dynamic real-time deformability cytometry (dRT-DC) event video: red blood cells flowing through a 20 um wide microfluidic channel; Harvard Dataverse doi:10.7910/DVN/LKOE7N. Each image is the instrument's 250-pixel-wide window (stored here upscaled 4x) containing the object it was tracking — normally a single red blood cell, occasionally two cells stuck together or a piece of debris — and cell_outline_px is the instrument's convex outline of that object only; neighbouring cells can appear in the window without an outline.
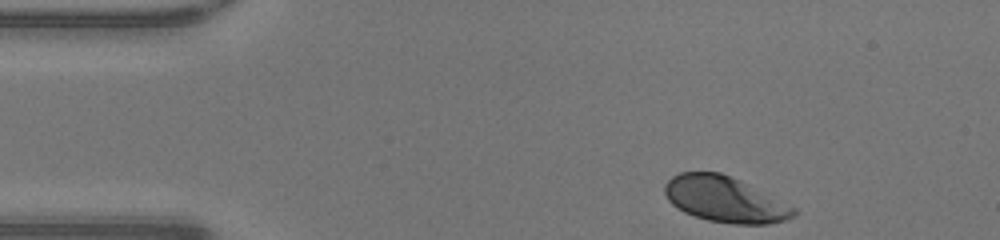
{"species": "human", "species_latin": "Homo sapiens", "temperature_condition": "warm", "stored_images_in_passage": 33, "camera_frame_rate_fps": 3000, "um_per_image_px": 0.085, "donor": {"sex": "male"}, "frame": {"image": 1, "passage_image": 1, "time_ms": 0.0, "image_size_px": [1000, 240], "cell_outline_px": [[796, 212], [792, 216], [784, 220], [768, 224], [732, 224], [708, 220], [684, 212], [672, 204], [668, 200], [664, 192], [664, 184], [672, 176], [680, 172], [720, 172], [796, 208]], "centroid_in_image_um": [61.55, 16.95], "position_along_channel_um": 23.5, "area_um2": 33.7}}
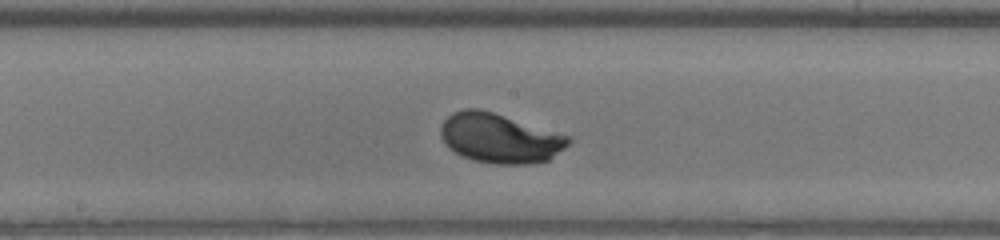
{"frame": {"image": 2, "passage_image": 19, "time_ms": 6.0, "image_size_px": [1000, 240], "cell_outline_px": [[572, 140], [564, 148], [548, 160], [528, 164], [496, 164], [472, 160], [448, 148], [444, 144], [440, 136], [440, 128], [444, 120], [452, 112], [464, 108], [476, 108], [492, 112], [572, 136]], "centroid_in_image_um": [42.47, 11.74], "position_along_channel_um": 205.7, "area_um2": 36.93}}
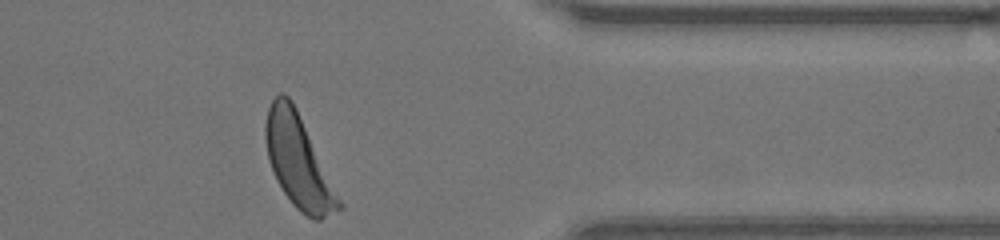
{"frame": {"image": 3, "passage_image": 33, "time_ms": 10.667, "image_size_px": [1000, 240], "cell_outline_px": [[344, 208], [320, 220], [312, 220], [300, 212], [292, 204], [276, 180], [268, 160], [264, 136], [264, 124], [268, 108], [272, 100], [280, 92], [284, 92], [292, 100], [344, 204]], "centroid_in_image_um": [25.36, 13.75], "position_along_channel_um": 386.0, "area_um2": 39.65}, "authors_computed_cell_mechanics": {"area_um2": 35.4314, "velocity_mm_per_s": 4.2849, "shape_relaxation_time_tau1_ms": 1.7598, "shape_relaxation_time_tau2_ms": null, "deformation_change_tau1": 0.1497, "deformation_change_tau2": null}}